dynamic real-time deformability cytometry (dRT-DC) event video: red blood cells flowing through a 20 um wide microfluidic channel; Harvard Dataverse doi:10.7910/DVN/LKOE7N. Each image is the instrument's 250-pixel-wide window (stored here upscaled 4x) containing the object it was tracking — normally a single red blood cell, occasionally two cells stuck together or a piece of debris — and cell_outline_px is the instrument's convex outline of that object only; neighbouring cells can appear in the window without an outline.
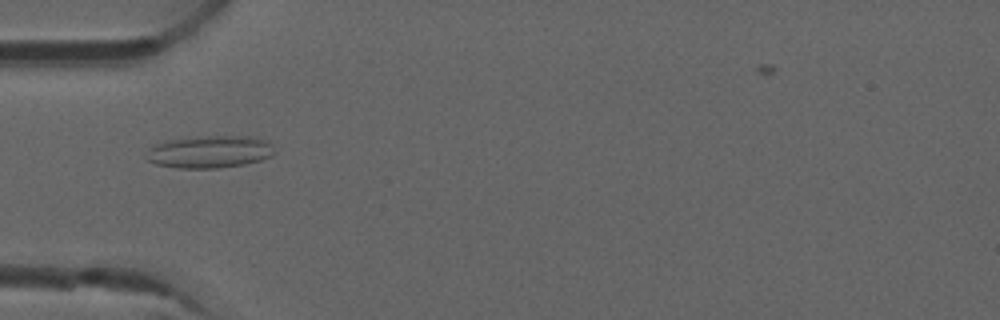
{"species": "common noctule bat (a hibernating species)", "species_latin": "Nyctalus noctula", "temperature_condition": "room temperature", "stored_images_in_passage": 52, "camera_frame_rate_fps": 3000, "um_per_image_px": 0.085, "animal": {"sex": "male", "forearm_length_mm": 52.5}, "frame": {"image": 1, "passage_image": 17, "time_ms": 5.333, "image_size_px": [1000, 320], "cell_outline_px": [[276, 152], [272, 156], [260, 160], [244, 164], [216, 168], [176, 168], [156, 164], [148, 160], [144, 156], [156, 144], [168, 140], [200, 136], [256, 136], [268, 140], [272, 144]], "centroid_in_image_um": [17.88, 12.89], "position_along_channel_um": 67.1, "area_um2": 24.33}}
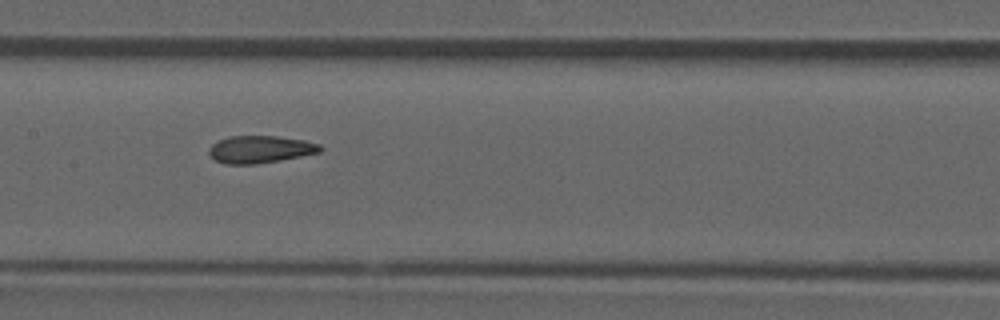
{"frame": {"image": 2, "passage_image": 26, "time_ms": 8.333, "image_size_px": [1000, 320], "cell_outline_px": [[324, 148], [320, 152], [280, 160], [256, 164], [224, 164], [216, 160], [208, 152], [208, 148], [212, 144], [228, 136], [276, 136], [304, 140], [320, 144]], "centroid_in_image_um": [22.12, 12.69], "position_along_channel_um": 185.3, "area_um2": 17.69}}
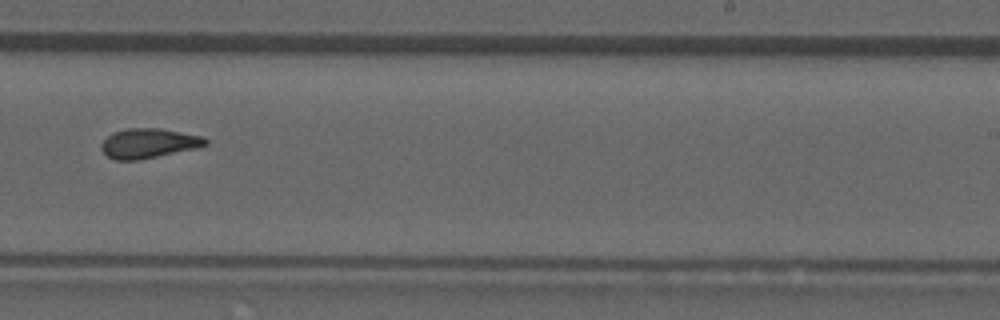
{"frame": {"image": 3, "passage_image": 33, "time_ms": 10.667, "image_size_px": [1000, 320], "cell_outline_px": [[208, 144], [196, 148], [140, 160], [116, 160], [108, 156], [100, 148], [100, 144], [112, 132], [128, 128], [160, 128], [204, 136], [208, 140]], "centroid_in_image_um": [12.64, 12.17], "position_along_channel_um": 276.4, "area_um2": 18.09}, "authors_computed_cell_mechanics": {"area_um2": 17.8602, "velocity_mm_per_s": 3.9248, "shape_relaxation_time_tau1_ms": null, "shape_relaxation_time_tau2_ms": 2.5334, "deformation_change_tau1": null, "deformation_change_tau2": 0.0991}}